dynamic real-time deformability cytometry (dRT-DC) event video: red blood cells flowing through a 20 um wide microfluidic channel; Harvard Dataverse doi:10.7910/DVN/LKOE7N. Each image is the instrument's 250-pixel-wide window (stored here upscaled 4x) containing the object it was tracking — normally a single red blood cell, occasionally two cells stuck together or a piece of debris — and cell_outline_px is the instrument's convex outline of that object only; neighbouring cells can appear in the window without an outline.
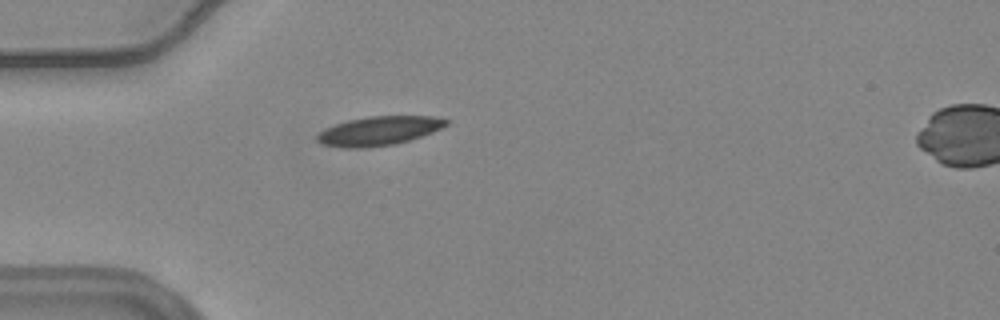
{"species": "common noctule bat (a hibernating species)", "species_latin": "Nyctalus noctula", "temperature_condition": "warm", "stored_images_in_passage": 34, "camera_frame_rate_fps": 3000, "um_per_image_px": 0.085, "animal": {"sex": "female", "body_mass_g": 24.6, "forearm_length_mm": 56.2}, "frame": {"image": 1, "passage_image": 4, "time_ms": 1.0, "image_size_px": [1000, 320], "cell_outline_px": [[452, 120], [448, 124], [432, 132], [396, 144], [364, 148], [344, 148], [320, 144], [316, 140], [316, 136], [324, 128], [348, 120], [368, 116], [432, 116]], "centroid_in_image_um": [32.18, 11.12], "position_along_channel_um": 52.8, "area_um2": 21.91}}
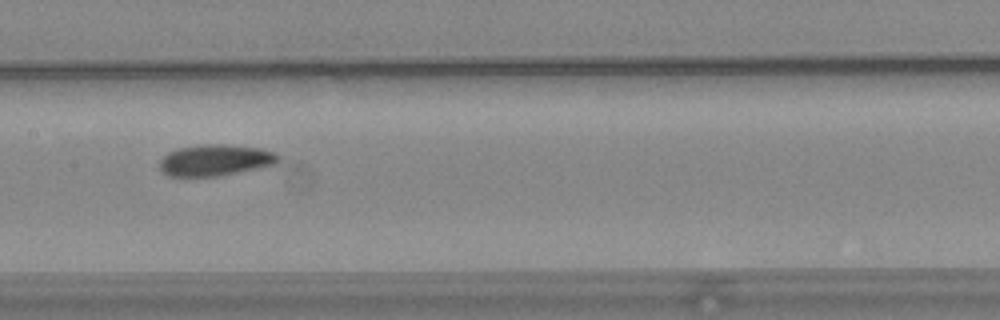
{"frame": {"image": 2, "passage_image": 16, "time_ms": 5.0, "image_size_px": [1000, 320], "cell_outline_px": [[280, 160], [272, 164], [256, 168], [220, 176], [168, 176], [160, 168], [160, 160], [168, 152], [180, 148], [200, 144], [224, 144], [260, 148], [276, 152], [280, 156]], "centroid_in_image_um": [18.3, 13.6], "position_along_channel_um": 189.1, "area_um2": 21.5}}
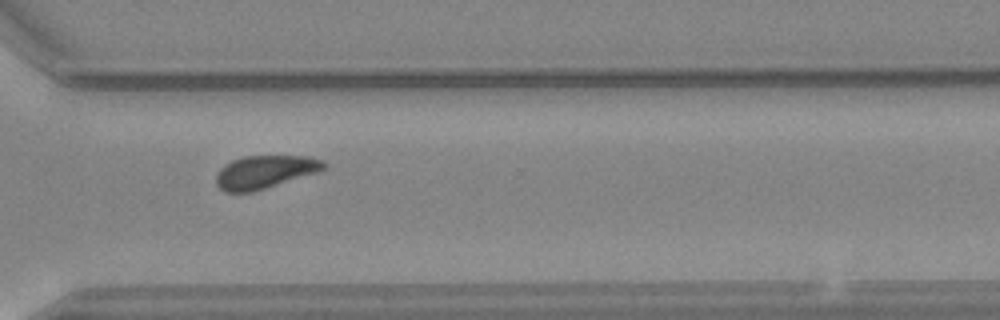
{"frame": {"image": 3, "passage_image": 29, "time_ms": 9.333, "image_size_px": [1000, 320], "cell_outline_px": [[328, 164], [324, 168], [316, 172], [252, 192], [224, 192], [216, 184], [216, 172], [224, 164], [232, 160], [244, 156], [308, 156], [324, 160]], "centroid_in_image_um": [22.48, 14.6], "position_along_channel_um": 348.1, "area_um2": 20.63}, "authors_computed_cell_mechanics": {"area_um2": 21.5305, "velocity_mm_per_s": 3.6854, "shape_relaxation_time_tau1_ms": 6.3661, "shape_relaxation_time_tau2_ms": 7.1915, "deformation_change_tau1": 0.1478, "deformation_change_tau2": 0.1011}}